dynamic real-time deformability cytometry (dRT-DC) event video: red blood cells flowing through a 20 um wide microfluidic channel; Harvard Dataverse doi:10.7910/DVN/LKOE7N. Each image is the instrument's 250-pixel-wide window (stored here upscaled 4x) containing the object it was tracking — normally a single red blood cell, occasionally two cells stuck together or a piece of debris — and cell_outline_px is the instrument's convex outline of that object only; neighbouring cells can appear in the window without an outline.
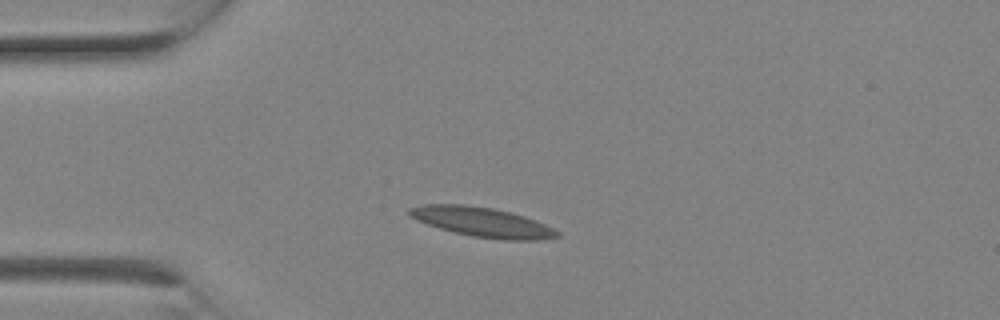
{"species": "Egyptian fruit bat (a non-hibernating species)", "species_latin": "Rousettus aegyptiacus", "temperature_condition": "room temperature", "stored_images_in_passage": 1, "camera_frame_rate_fps": 3000, "um_per_image_px": 0.085, "animal": {"sex": "female"}, "frame": {"image": 1, "passage_image": 1, "time_ms": 0.0, "image_size_px": [1000, 320], "cell_outline_px": [[560, 236], [536, 240], [504, 240], [472, 236], [452, 232], [416, 220], [408, 216], [408, 208], [424, 204], [464, 204], [492, 208], [512, 212], [536, 220], [560, 232]], "centroid_in_image_um": [40.96, 18.87], "position_along_channel_um": 44.0, "area_um2": 25.55}}